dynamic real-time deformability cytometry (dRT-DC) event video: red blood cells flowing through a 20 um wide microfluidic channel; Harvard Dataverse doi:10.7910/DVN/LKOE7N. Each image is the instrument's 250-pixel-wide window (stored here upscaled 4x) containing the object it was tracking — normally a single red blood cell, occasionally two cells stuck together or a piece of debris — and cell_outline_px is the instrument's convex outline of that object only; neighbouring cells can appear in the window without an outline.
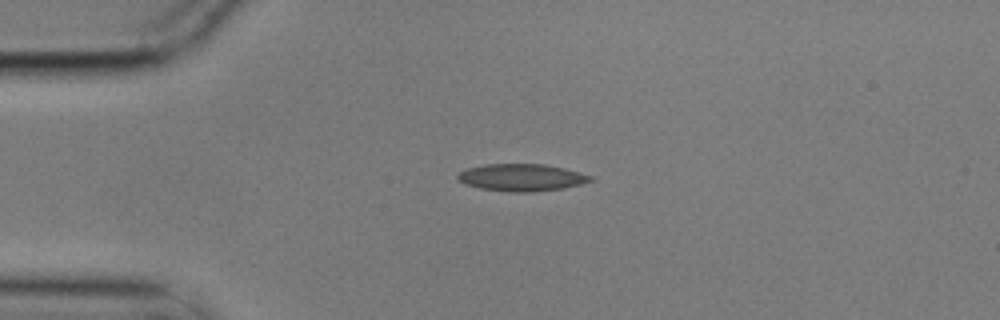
{"species": "common noctule bat (a hibernating species)", "species_latin": "Nyctalus noctula", "temperature_condition": "cold", "stored_images_in_passage": 2, "camera_frame_rate_fps": 3000, "um_per_image_px": 0.085, "animal": {"sex": "male", "body_mass_g": 17.9}, "frame": {"image": 1, "passage_image": 1, "time_ms": 0.0, "image_size_px": [1000, 320], "cell_outline_px": [[596, 180], [564, 188], [532, 192], [508, 192], [480, 188], [464, 184], [456, 180], [456, 176], [460, 172], [468, 168], [484, 164], [544, 164], [564, 168], [592, 176]], "centroid_in_image_um": [44.32, 15.09], "position_along_channel_um": 40.7, "area_um2": 21.15}}